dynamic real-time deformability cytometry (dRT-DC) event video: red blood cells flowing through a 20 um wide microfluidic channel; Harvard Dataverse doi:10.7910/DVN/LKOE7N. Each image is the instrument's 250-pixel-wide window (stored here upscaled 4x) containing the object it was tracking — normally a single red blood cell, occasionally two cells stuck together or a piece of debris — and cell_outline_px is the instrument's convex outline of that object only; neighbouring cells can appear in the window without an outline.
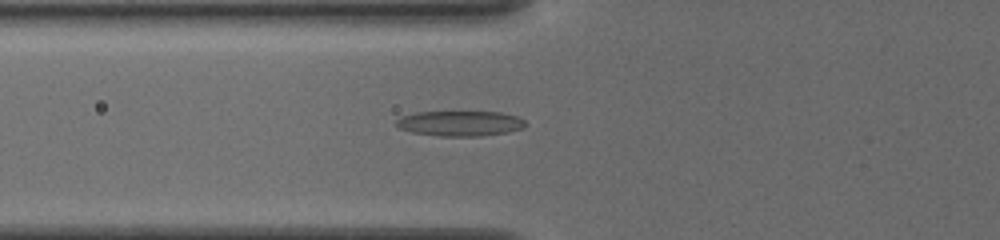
{"species": "common noctule bat (a hibernating species)", "species_latin": "Nyctalus noctula", "temperature_condition": "cold", "stored_images_in_passage": 39, "camera_frame_rate_fps": 3000, "um_per_image_px": 0.085, "animal": {"sex": "female", "body_mass_g": 19.5, "forearm_length_mm": 54.1}, "frame": {"image": 1, "passage_image": 6, "time_ms": 1.667, "image_size_px": [1000, 240], "cell_outline_px": [[524, 128], [508, 132], [480, 136], [440, 136], [412, 132], [400, 128], [396, 124], [396, 120], [400, 116], [416, 112], [500, 112], [516, 116], [524, 120]], "centroid_in_image_um": [39.09, 10.49], "position_along_channel_um": 86.7, "area_um2": 18.9}}
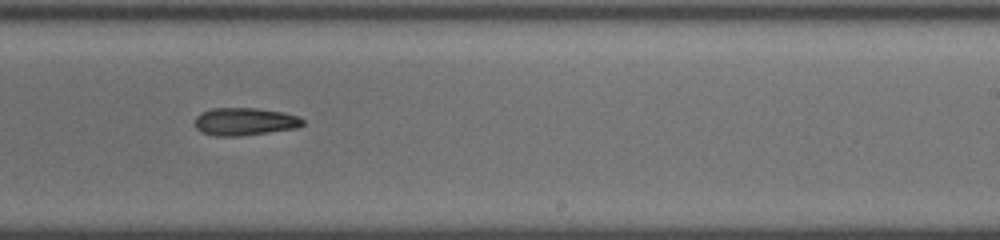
{"frame": {"image": 2, "passage_image": 20, "time_ms": 6.333, "image_size_px": [1000, 240], "cell_outline_px": [[304, 124], [300, 128], [240, 136], [216, 136], [200, 132], [196, 128], [196, 116], [200, 112], [212, 108], [256, 108], [284, 112], [300, 116], [304, 120]], "centroid_in_image_um": [20.84, 10.33], "position_along_channel_um": 268.2, "area_um2": 17.69}}
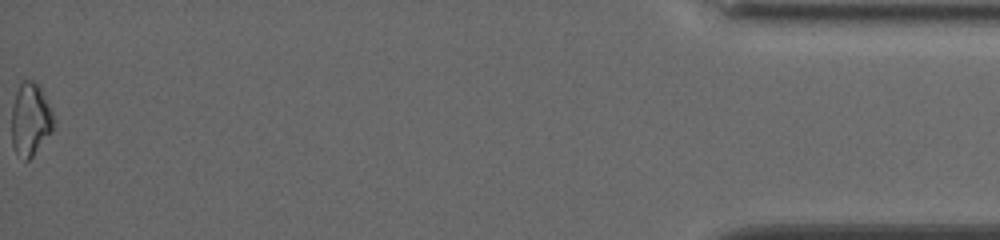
{"frame": {"image": 3, "passage_image": 39, "time_ms": 12.667, "image_size_px": [1000, 240], "cell_outline_px": [[56, 128], [32, 156], [28, 160], [24, 160], [16, 152], [12, 144], [12, 104], [20, 80], [32, 80], [40, 84], [56, 120]], "centroid_in_image_um": [2.62, 10.11], "position_along_channel_um": 432.6, "area_um2": 18.32}, "authors_computed_cell_mechanics": {"area_um2": 17.6868, "velocity_mm_per_s": 3.887, "shape_relaxation_time_tau1_ms": 5.1471, "shape_relaxation_time_tau2_ms": 4.9996, "deformation_change_tau1": 0.131, "deformation_change_tau2": 0.1243}}